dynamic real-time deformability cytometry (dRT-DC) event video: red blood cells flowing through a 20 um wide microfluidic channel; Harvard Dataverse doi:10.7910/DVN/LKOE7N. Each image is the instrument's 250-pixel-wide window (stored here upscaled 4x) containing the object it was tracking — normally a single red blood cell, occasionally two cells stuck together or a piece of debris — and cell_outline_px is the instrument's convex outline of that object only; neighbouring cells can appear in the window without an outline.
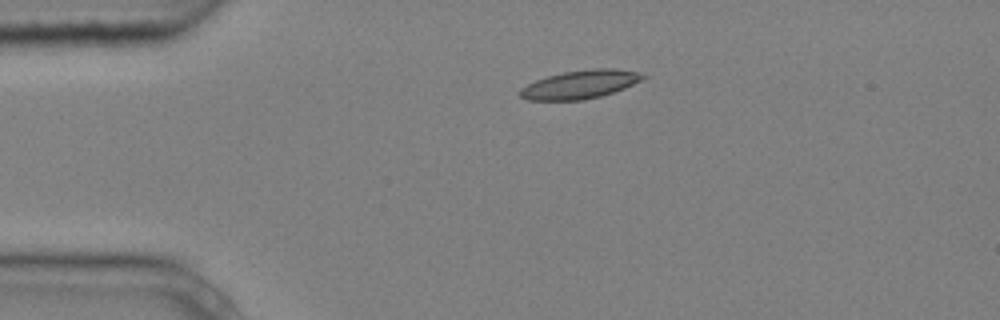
{"species": "common noctule bat (a hibernating species)", "species_latin": "Nyctalus noctula", "temperature_condition": "cold", "stored_images_in_passage": 4, "camera_frame_rate_fps": 3000, "um_per_image_px": 0.085, "animal": {"sex": "male", "body_mass_g": 20.4}, "frame": {"image": 1, "passage_image": 3, "time_ms": 0.667, "image_size_px": [1000, 320], "cell_outline_px": [[648, 76], [624, 88], [600, 96], [584, 100], [528, 100], [520, 96], [520, 88], [536, 80], [548, 76], [564, 72], [592, 68], [612, 68], [640, 72]], "centroid_in_image_um": [49.31, 7.17], "position_along_channel_um": 35.7, "area_um2": 20.17}}